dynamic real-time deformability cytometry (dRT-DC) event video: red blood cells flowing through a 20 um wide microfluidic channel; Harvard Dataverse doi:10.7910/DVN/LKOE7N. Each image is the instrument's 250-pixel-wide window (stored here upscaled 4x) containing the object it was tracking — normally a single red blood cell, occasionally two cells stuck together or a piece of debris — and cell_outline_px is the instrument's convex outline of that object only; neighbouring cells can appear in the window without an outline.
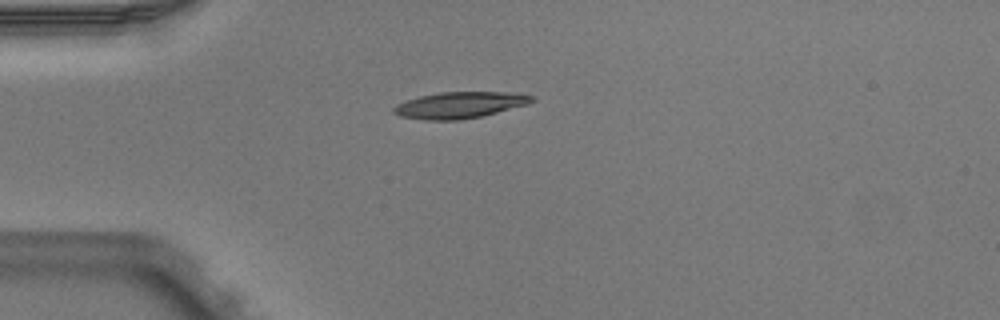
{"species": "Egyptian fruit bat (a non-hibernating species)", "species_latin": "Rousettus aegyptiacus", "temperature_condition": "warm", "stored_images_in_passage": 5, "camera_frame_rate_fps": 3000, "um_per_image_px": 0.085, "animal": {"sex": "male"}, "frame": {"image": 1, "passage_image": 5, "time_ms": 1.333, "image_size_px": [1000, 320], "cell_outline_px": [[536, 100], [528, 104], [480, 116], [460, 120], [424, 120], [400, 116], [392, 112], [392, 108], [396, 104], [404, 100], [420, 96], [440, 92], [508, 92], [536, 96]], "centroid_in_image_um": [39.05, 8.92], "position_along_channel_um": 46.0, "area_um2": 21.27}}